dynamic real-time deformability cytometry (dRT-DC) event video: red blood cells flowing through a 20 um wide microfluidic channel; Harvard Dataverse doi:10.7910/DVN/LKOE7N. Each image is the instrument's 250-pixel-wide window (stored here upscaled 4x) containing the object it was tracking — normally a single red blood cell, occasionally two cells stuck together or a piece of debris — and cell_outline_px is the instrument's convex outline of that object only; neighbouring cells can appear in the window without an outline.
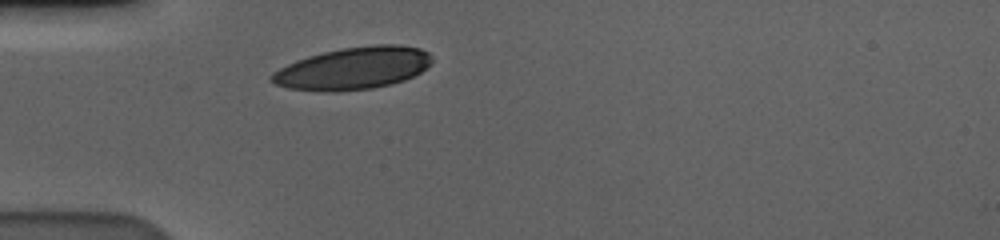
{"species": "human", "species_latin": "Homo sapiens", "temperature_condition": "cold", "stored_images_in_passage": 31, "camera_frame_rate_fps": 3000, "um_per_image_px": 0.085, "donor": {"sex": "male"}, "frame": {"image": 1, "passage_image": 1, "time_ms": 0.0, "image_size_px": [1000, 240], "cell_outline_px": [[432, 64], [420, 72], [404, 80], [372, 88], [336, 92], [328, 92], [288, 88], [276, 84], [268, 80], [268, 76], [272, 72], [296, 60], [308, 56], [324, 52], [344, 48], [372, 44], [400, 44], [420, 48], [428, 52], [432, 56]], "centroid_in_image_um": [30.02, 5.8], "position_along_channel_um": 55.0, "area_um2": 39.65}}
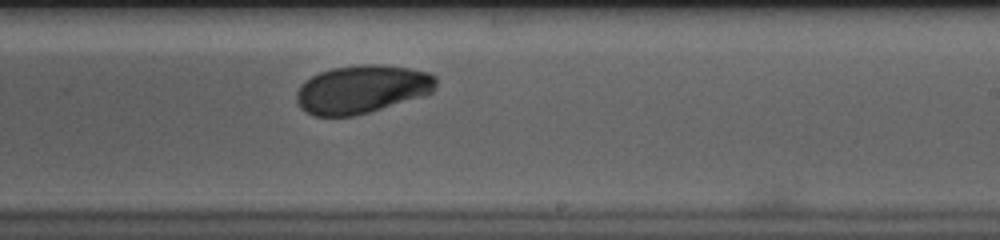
{"frame": {"image": 2, "passage_image": 19, "time_ms": 6.0, "image_size_px": [1000, 240], "cell_outline_px": [[436, 88], [432, 92], [424, 96], [368, 112], [352, 116], [312, 116], [304, 112], [300, 108], [296, 100], [296, 92], [300, 84], [304, 80], [320, 72], [332, 68], [360, 64], [380, 64], [408, 68], [428, 72], [436, 76]], "centroid_in_image_um": [30.74, 7.58], "position_along_channel_um": 258.3, "area_um2": 39.48}}
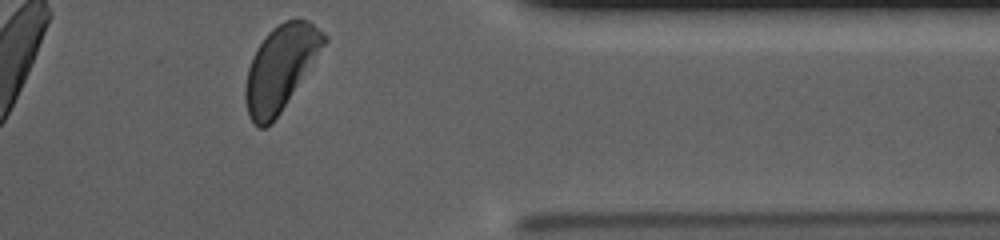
{"frame": {"image": 3, "passage_image": 31, "time_ms": 10.0, "image_size_px": [1000, 240], "cell_outline_px": [[328, 40], [280, 112], [264, 128], [260, 128], [248, 116], [244, 96], [244, 88], [248, 68], [252, 56], [268, 32], [272, 28], [284, 20], [308, 20], [324, 32], [328, 36]], "centroid_in_image_um": [23.83, 5.74], "position_along_channel_um": 387.6, "area_um2": 38.03}, "authors_computed_cell_mechanics": {"area_um2": 39.6508, "velocity_mm_per_s": 3.5613, "shape_relaxation_time_tau1_ms": 2.3775, "shape_relaxation_time_tau2_ms": 2.1715, "deformation_change_tau1": 0.1245, "deformation_change_tau2": 0.0569}}